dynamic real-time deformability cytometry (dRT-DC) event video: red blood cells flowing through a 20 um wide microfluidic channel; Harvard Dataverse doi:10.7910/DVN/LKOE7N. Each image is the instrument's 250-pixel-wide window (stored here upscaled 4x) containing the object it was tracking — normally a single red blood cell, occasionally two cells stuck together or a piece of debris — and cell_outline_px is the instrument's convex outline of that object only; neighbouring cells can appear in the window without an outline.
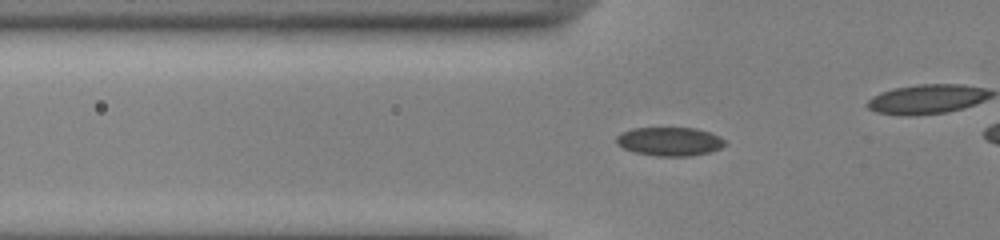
{"species": "common noctule bat (a hibernating species)", "species_latin": "Nyctalus noctula", "temperature_condition": "cold", "stored_images_in_passage": 23, "camera_frame_rate_fps": 3000, "um_per_image_px": 0.085, "animal": {"sex": "male", "body_mass_g": 13.0, "forearm_length_mm": 53.1}, "frame": {"image": 1, "passage_image": 20, "time_ms": 6.333, "image_size_px": [1000, 240], "cell_outline_px": [[728, 144], [720, 148], [708, 152], [688, 156], [656, 156], [636, 152], [624, 148], [616, 144], [616, 136], [620, 132], [632, 128], [696, 128], [720, 136]], "centroid_in_image_um": [56.9, 12.02], "position_along_channel_um": 68.9, "area_um2": 18.15}}